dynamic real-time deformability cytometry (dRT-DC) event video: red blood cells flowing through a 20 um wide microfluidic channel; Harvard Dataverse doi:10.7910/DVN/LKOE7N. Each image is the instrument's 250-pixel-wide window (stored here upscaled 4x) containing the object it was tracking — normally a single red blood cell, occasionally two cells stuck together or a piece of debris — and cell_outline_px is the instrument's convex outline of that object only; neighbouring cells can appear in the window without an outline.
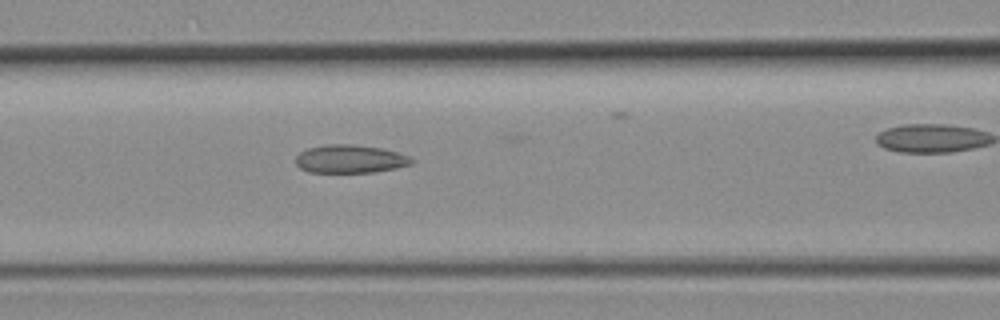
{"species": "common noctule bat (a hibernating species)", "species_latin": "Nyctalus noctula", "temperature_condition": "room temperature", "stored_images_in_passage": 31, "camera_frame_rate_fps": 3000, "um_per_image_px": 0.085, "animal": {"sex": "female", "body_mass_g": 19.3, "forearm_length_mm": 54.1}, "frame": {"image": 1, "passage_image": 14, "time_ms": 4.333, "image_size_px": [1000, 320], "cell_outline_px": [[416, 160], [412, 164], [396, 168], [372, 172], [308, 172], [300, 168], [296, 164], [296, 156], [300, 152], [308, 148], [328, 144], [352, 144], [380, 148], [396, 152], [408, 156]], "centroid_in_image_um": [29.75, 13.51], "position_along_channel_um": 136.8, "area_um2": 18.96}}
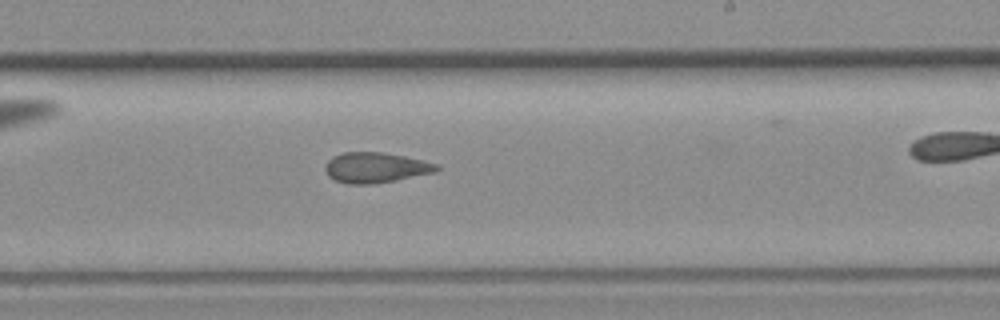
{"frame": {"image": 2, "passage_image": 22, "time_ms": 7.0, "image_size_px": [1000, 320], "cell_outline_px": [[440, 168], [436, 172], [396, 180], [372, 184], [348, 184], [336, 180], [328, 176], [324, 168], [324, 164], [332, 156], [344, 152], [380, 152], [404, 156], [424, 160], [440, 164]], "centroid_in_image_um": [31.93, 14.24], "position_along_channel_um": 257.1, "area_um2": 19.88}}